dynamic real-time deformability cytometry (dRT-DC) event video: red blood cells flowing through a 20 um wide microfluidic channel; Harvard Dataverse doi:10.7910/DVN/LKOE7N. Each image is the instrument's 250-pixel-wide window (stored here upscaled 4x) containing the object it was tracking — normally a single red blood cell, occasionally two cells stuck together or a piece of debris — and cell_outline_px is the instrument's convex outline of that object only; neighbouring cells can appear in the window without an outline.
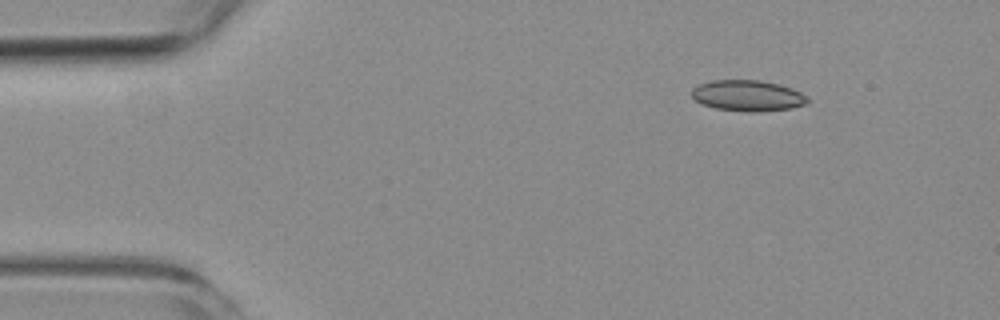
{"species": "common noctule bat (a hibernating species)", "species_latin": "Nyctalus noctula", "temperature_condition": "room temperature", "stored_images_in_passage": 2, "camera_frame_rate_fps": 3000, "um_per_image_px": 0.085, "animal": {"sex": "female", "body_mass_g": 19.3, "forearm_length_mm": 54.1}, "frame": {"image": 1, "passage_image": 2, "time_ms": 1.333, "image_size_px": [1000, 320], "cell_outline_px": [[808, 104], [792, 108], [756, 112], [748, 112], [716, 108], [700, 104], [692, 96], [692, 88], [700, 84], [712, 80], [760, 80], [792, 88], [800, 92], [808, 100]], "centroid_in_image_um": [63.54, 8.13], "position_along_channel_um": 21.5, "area_um2": 20.81}}